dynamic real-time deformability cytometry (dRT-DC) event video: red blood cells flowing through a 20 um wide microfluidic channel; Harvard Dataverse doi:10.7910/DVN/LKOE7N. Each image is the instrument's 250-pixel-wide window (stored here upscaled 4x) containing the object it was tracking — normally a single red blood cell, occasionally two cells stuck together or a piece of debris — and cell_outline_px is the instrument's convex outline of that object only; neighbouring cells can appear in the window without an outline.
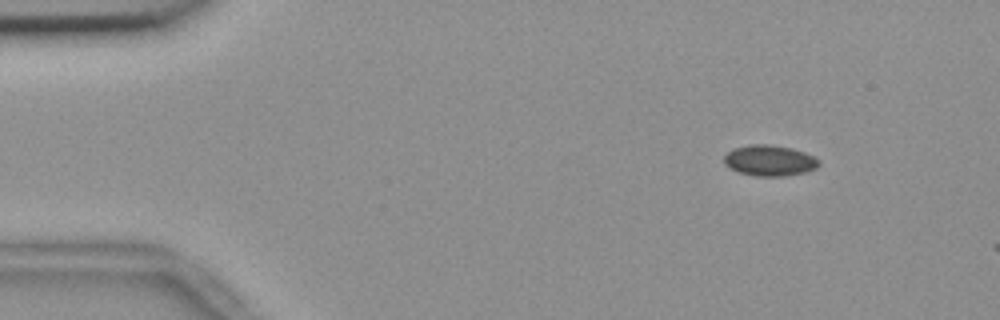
{"species": "common noctule bat (a hibernating species)", "species_latin": "Nyctalus noctula", "temperature_condition": "room temperature", "stored_images_in_passage": 4, "camera_frame_rate_fps": 3000, "um_per_image_px": 0.085, "animal": {"sex": "female", "body_mass_g": 18.4}, "frame": {"image": 1, "passage_image": 2, "time_ms": 0.333, "image_size_px": [1000, 320], "cell_outline_px": [[820, 164], [816, 168], [804, 172], [784, 176], [756, 176], [740, 172], [724, 164], [724, 156], [732, 148], [748, 144], [768, 144], [792, 148], [804, 152], [820, 160]], "centroid_in_image_um": [65.41, 13.63], "position_along_channel_um": 19.6, "area_um2": 16.99}}